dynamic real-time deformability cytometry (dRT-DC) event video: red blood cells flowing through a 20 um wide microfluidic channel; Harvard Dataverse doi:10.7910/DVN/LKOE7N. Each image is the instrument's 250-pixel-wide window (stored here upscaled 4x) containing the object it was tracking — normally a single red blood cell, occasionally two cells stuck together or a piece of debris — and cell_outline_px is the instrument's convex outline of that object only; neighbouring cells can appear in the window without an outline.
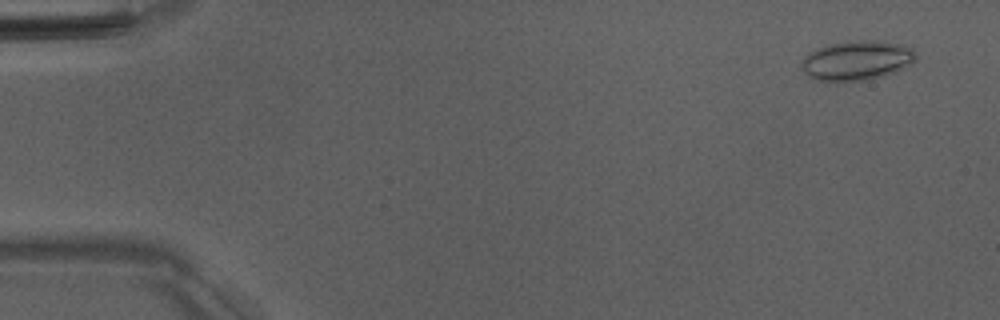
{"species": "Egyptian fruit bat (a non-hibernating species)", "species_latin": "Rousettus aegyptiacus", "temperature_condition": "room temperature", "stored_images_in_passage": 47, "camera_frame_rate_fps": 3000, "um_per_image_px": 0.085, "animal": {"sex": "male"}, "frame": {"image": 1, "passage_image": 3, "time_ms": 0.667, "image_size_px": [1000, 320], "cell_outline_px": [[916, 60], [912, 64], [896, 72], [884, 76], [864, 80], [836, 84], [812, 80], [804, 72], [800, 64], [808, 52], [832, 44], [848, 40], [884, 40], [900, 44], [912, 48], [916, 52]], "centroid_in_image_um": [72.82, 5.17], "position_along_channel_um": 12.2, "area_um2": 27.28}}
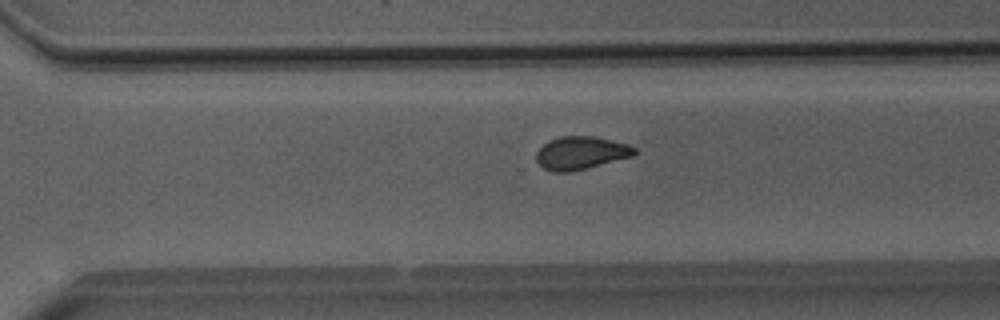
{"frame": {"image": 2, "passage_image": 36, "time_ms": 11.667, "image_size_px": [1000, 320], "cell_outline_px": [[636, 152], [632, 156], [568, 172], [552, 172], [544, 168], [536, 160], [536, 152], [548, 140], [560, 136], [592, 136], [628, 144], [636, 148]], "centroid_in_image_um": [49.34, 12.99], "position_along_channel_um": 321.3, "area_um2": 18.55}}
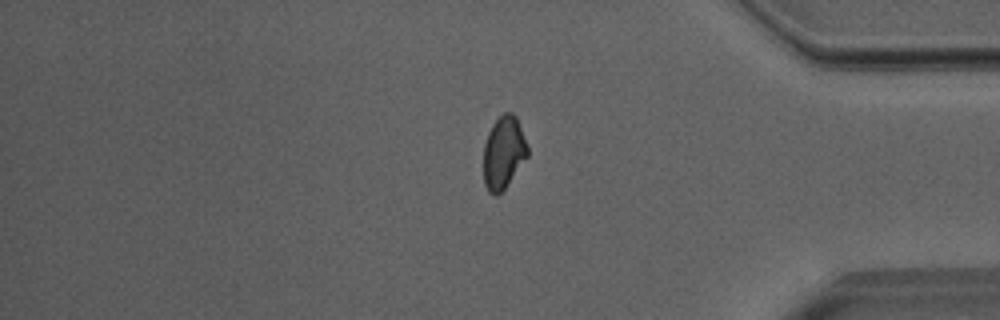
{"frame": {"image": 3, "passage_image": 43, "time_ms": 14.0, "image_size_px": [1000, 320], "cell_outline_px": [[528, 156], [504, 188], [496, 196], [488, 192], [484, 184], [484, 144], [488, 132], [492, 124], [504, 112], [512, 112], [516, 116], [528, 148]], "centroid_in_image_um": [42.79, 12.96], "position_along_channel_um": 392.4, "area_um2": 18.44}}